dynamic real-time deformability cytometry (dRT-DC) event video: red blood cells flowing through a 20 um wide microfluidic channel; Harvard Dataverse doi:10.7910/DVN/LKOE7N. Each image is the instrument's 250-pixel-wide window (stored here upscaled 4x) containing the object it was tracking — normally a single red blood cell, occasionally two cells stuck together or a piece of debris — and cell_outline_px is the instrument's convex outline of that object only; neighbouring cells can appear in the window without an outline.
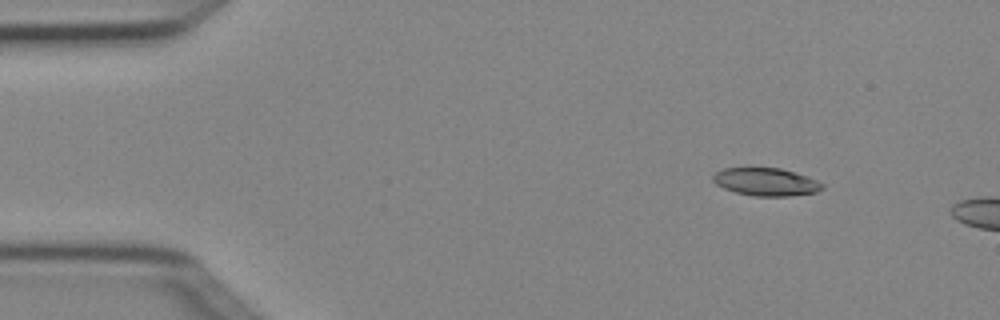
{"species": "Egyptian fruit bat (a non-hibernating species)", "species_latin": "Rousettus aegyptiacus", "temperature_condition": "cold", "stored_images_in_passage": 3, "camera_frame_rate_fps": 3000, "um_per_image_px": 0.085, "animal": {"sex": "female"}, "frame": {"image": 1, "passage_image": 1, "time_ms": 0.0, "image_size_px": [1000, 320], "cell_outline_px": [[824, 188], [816, 192], [788, 196], [756, 196], [736, 192], [724, 188], [716, 184], [712, 180], [712, 176], [716, 172], [724, 168], [780, 168], [808, 176], [824, 184]], "centroid_in_image_um": [65.12, 15.46], "position_along_channel_um": 19.9, "area_um2": 17.63}}